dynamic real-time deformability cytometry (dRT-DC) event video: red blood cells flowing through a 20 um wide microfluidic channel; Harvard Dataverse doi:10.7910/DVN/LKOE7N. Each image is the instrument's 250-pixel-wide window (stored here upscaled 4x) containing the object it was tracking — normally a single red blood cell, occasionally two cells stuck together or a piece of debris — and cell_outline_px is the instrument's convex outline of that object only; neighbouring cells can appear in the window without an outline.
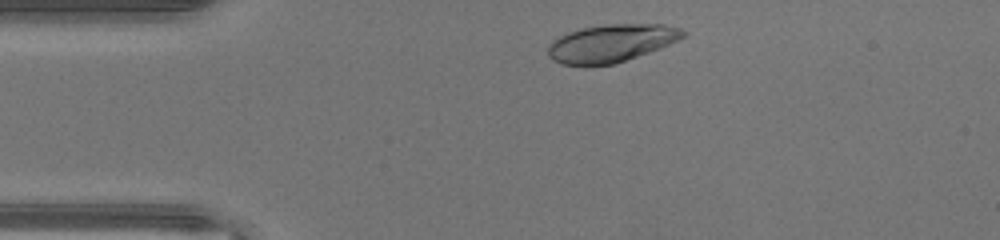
{"species": "human", "species_latin": "Homo sapiens", "temperature_condition": "warm", "stored_images_in_passage": 31, "camera_frame_rate_fps": 3000, "um_per_image_px": 0.085, "donor": {"sex": "male"}, "frame": {"image": 1, "passage_image": 3, "time_ms": 0.667, "image_size_px": [1000, 240], "cell_outline_px": [[688, 32], [684, 36], [660, 48], [612, 64], [584, 68], [560, 64], [552, 60], [548, 56], [548, 44], [552, 40], [568, 32], [580, 28], [608, 24], [664, 24], [680, 28]], "centroid_in_image_um": [51.88, 3.69], "position_along_channel_um": 33.1, "area_um2": 30.06}}
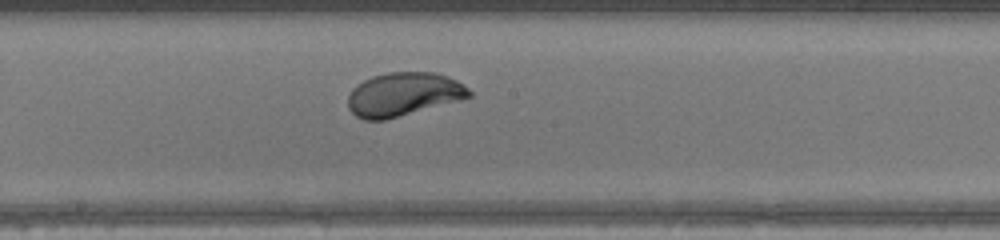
{"frame": {"image": 2, "passage_image": 18, "time_ms": 5.667, "image_size_px": [1000, 240], "cell_outline_px": [[472, 96], [460, 100], [384, 120], [364, 120], [356, 116], [348, 108], [348, 96], [352, 88], [356, 84], [372, 76], [388, 72], [436, 72], [448, 76], [464, 84], [472, 92]], "centroid_in_image_um": [34.29, 8.0], "position_along_channel_um": 213.9, "area_um2": 30.87}}
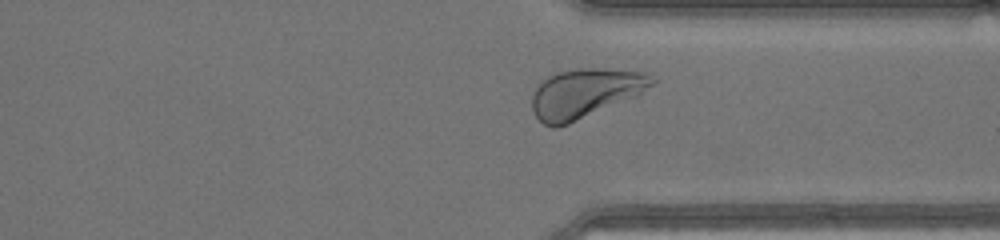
{"frame": {"image": 3, "passage_image": 28, "time_ms": 9.0, "image_size_px": [1000, 240], "cell_outline_px": [[660, 80], [640, 96], [568, 124], [556, 128], [552, 128], [544, 124], [532, 112], [532, 96], [536, 88], [548, 76], [556, 72], [580, 68], [604, 68], [648, 72]], "centroid_in_image_um": [49.83, 7.92], "position_along_channel_um": 361.6, "area_um2": 35.26}, "authors_computed_cell_mechanics": {"area_um2": 30.923, "velocity_mm_per_s": 4.4469, "shape_relaxation_time_tau1_ms": 1.5988, "shape_relaxation_time_tau2_ms": null, "deformation_change_tau1": 0.1565, "deformation_change_tau2": null}}